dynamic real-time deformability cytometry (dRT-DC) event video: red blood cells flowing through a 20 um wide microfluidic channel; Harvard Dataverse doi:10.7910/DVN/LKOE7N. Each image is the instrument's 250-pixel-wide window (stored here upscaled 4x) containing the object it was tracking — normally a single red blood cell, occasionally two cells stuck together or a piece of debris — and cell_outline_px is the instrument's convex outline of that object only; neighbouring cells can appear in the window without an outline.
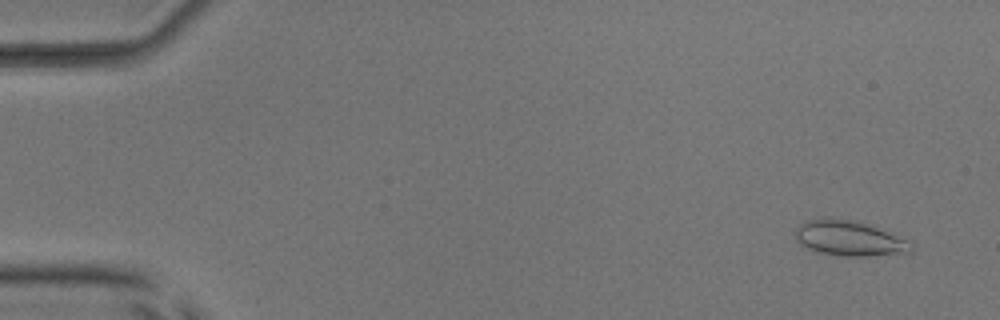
{"species": "common noctule bat (a hibernating species)", "species_latin": "Nyctalus noctula", "temperature_condition": "room temperature", "stored_images_in_passage": 7, "camera_frame_rate_fps": 3000, "um_per_image_px": 0.085, "animal": {"sex": "male", "body_mass_g": 17.9, "forearm_length_mm": 54.2}, "frame": {"image": 1, "passage_image": 3, "time_ms": 0.667, "image_size_px": [1000, 320], "cell_outline_px": [[912, 252], [864, 256], [844, 256], [820, 252], [808, 248], [800, 244], [796, 240], [796, 228], [804, 220], [824, 216], [832, 216], [860, 220], [896, 232], [908, 240], [912, 244]], "centroid_in_image_um": [72.23, 20.19], "position_along_channel_um": 12.8, "area_um2": 24.74}}